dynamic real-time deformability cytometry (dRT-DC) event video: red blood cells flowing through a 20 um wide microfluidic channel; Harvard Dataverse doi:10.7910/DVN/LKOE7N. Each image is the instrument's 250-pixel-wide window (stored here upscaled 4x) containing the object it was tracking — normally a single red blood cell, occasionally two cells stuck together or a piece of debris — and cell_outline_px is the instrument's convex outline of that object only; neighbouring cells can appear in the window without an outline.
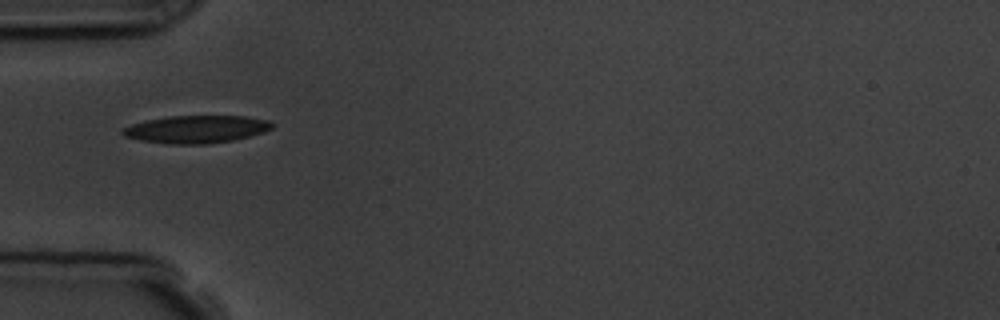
{"species": "common noctule bat (a hibernating species)", "species_latin": "Nyctalus noctula", "temperature_condition": "room temperature", "stored_images_in_passage": 4, "camera_frame_rate_fps": 3000, "um_per_image_px": 0.085, "animal": {"sex": "male", "body_mass_g": 19.5, "forearm_length_mm": 54.6}, "frame": {"image": 1, "passage_image": 4, "time_ms": 4.667, "image_size_px": [1000, 320], "cell_outline_px": [[272, 128], [264, 132], [232, 140], [208, 144], [168, 144], [140, 140], [124, 136], [120, 132], [124, 128], [132, 124], [148, 120], [168, 116], [244, 116], [268, 120], [272, 124]], "centroid_in_image_um": [16.67, 10.99], "position_along_channel_um": 68.3, "area_um2": 23.87}}